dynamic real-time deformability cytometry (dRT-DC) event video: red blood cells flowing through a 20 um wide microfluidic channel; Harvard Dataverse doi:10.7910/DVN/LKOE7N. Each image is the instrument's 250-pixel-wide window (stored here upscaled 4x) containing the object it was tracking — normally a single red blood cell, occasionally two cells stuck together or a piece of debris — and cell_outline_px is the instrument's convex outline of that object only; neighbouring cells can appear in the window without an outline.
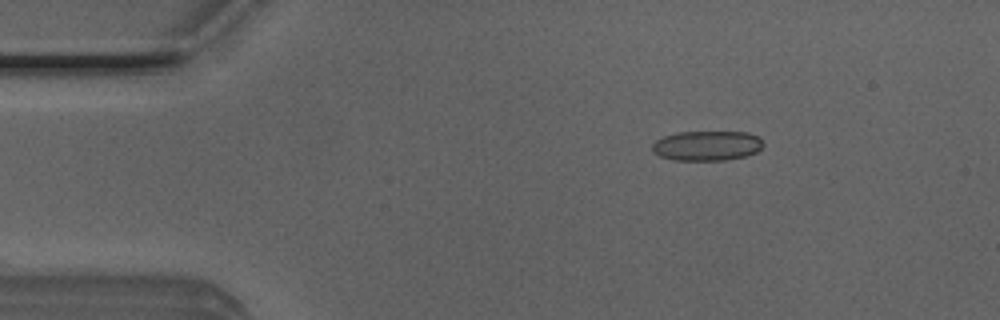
{"species": "Egyptian fruit bat (a non-hibernating species)", "species_latin": "Rousettus aegyptiacus", "temperature_condition": "room temperature", "stored_images_in_passage": 51, "camera_frame_rate_fps": 3000, "um_per_image_px": 0.085, "animal": {"sex": "male"}, "frame": {"image": 1, "passage_image": 8, "time_ms": 2.333, "image_size_px": [1000, 320], "cell_outline_px": [[764, 144], [756, 152], [744, 156], [724, 160], [676, 160], [660, 156], [652, 148], [652, 144], [656, 140], [664, 136], [680, 132], [748, 132], [760, 136]], "centroid_in_image_um": [60.13, 12.37], "position_along_channel_um": 24.9, "area_um2": 19.19}}
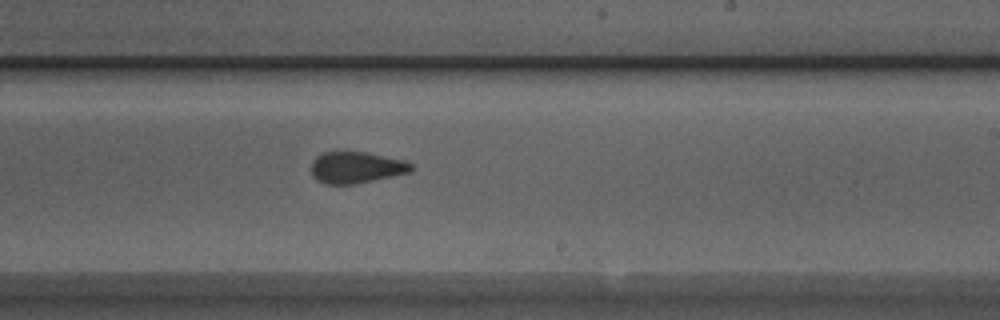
{"frame": {"image": 2, "passage_image": 30, "time_ms": 9.667, "image_size_px": [1000, 320], "cell_outline_px": [[412, 172], [356, 184], [324, 184], [316, 180], [312, 176], [312, 164], [316, 156], [324, 152], [368, 152], [404, 160], [412, 164]], "centroid_in_image_um": [30.29, 14.24], "position_along_channel_um": 258.7, "area_um2": 18.44}}
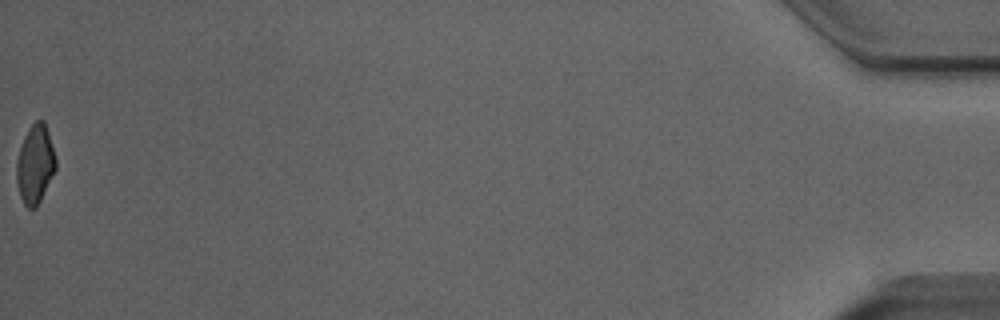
{"frame": {"image": 3, "passage_image": 51, "time_ms": 16.667, "image_size_px": [1000, 320], "cell_outline_px": [[56, 168], [36, 208], [28, 208], [24, 204], [20, 196], [16, 180], [16, 160], [24, 136], [28, 128], [36, 120], [44, 120], [48, 132], [56, 160]], "centroid_in_image_um": [2.97, 13.95], "position_along_channel_um": 432.2, "area_um2": 17.8}, "authors_computed_cell_mechanics": {"area_um2": 19.074, "velocity_mm_per_s": 4.0348, "shape_relaxation_time_tau1_ms": 7.1218, "shape_relaxation_time_tau2_ms": 1.3209, "deformation_change_tau1": 0.1378, "deformation_change_tau2": 0.0711}}